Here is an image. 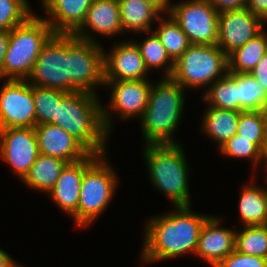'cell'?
I'll list each match as a JSON object with an SVG mask.
<instances>
[{"label":"cell","mask_w":267,"mask_h":267,"mask_svg":"<svg viewBox=\"0 0 267 267\" xmlns=\"http://www.w3.org/2000/svg\"><path fill=\"white\" fill-rule=\"evenodd\" d=\"M172 210L147 219L141 263L195 255L201 229L211 215L195 213L191 206H177Z\"/></svg>","instance_id":"1"},{"label":"cell","mask_w":267,"mask_h":267,"mask_svg":"<svg viewBox=\"0 0 267 267\" xmlns=\"http://www.w3.org/2000/svg\"><path fill=\"white\" fill-rule=\"evenodd\" d=\"M98 95L88 92L68 93L57 103L56 125L81 142L91 153L106 154L110 136L103 123V105Z\"/></svg>","instance_id":"2"},{"label":"cell","mask_w":267,"mask_h":267,"mask_svg":"<svg viewBox=\"0 0 267 267\" xmlns=\"http://www.w3.org/2000/svg\"><path fill=\"white\" fill-rule=\"evenodd\" d=\"M185 92L171 77L152 81L148 104L140 119L145 145L179 144L173 136L184 116Z\"/></svg>","instance_id":"3"},{"label":"cell","mask_w":267,"mask_h":267,"mask_svg":"<svg viewBox=\"0 0 267 267\" xmlns=\"http://www.w3.org/2000/svg\"><path fill=\"white\" fill-rule=\"evenodd\" d=\"M143 158L151 184L173 207L191 206L189 168L181 143L144 145Z\"/></svg>","instance_id":"4"},{"label":"cell","mask_w":267,"mask_h":267,"mask_svg":"<svg viewBox=\"0 0 267 267\" xmlns=\"http://www.w3.org/2000/svg\"><path fill=\"white\" fill-rule=\"evenodd\" d=\"M50 24L32 14L24 23L9 31L1 79L27 80L42 47L54 35Z\"/></svg>","instance_id":"5"},{"label":"cell","mask_w":267,"mask_h":267,"mask_svg":"<svg viewBox=\"0 0 267 267\" xmlns=\"http://www.w3.org/2000/svg\"><path fill=\"white\" fill-rule=\"evenodd\" d=\"M108 154L99 155L84 171L77 211L71 216L77 228L91 226L111 203L118 187Z\"/></svg>","instance_id":"6"},{"label":"cell","mask_w":267,"mask_h":267,"mask_svg":"<svg viewBox=\"0 0 267 267\" xmlns=\"http://www.w3.org/2000/svg\"><path fill=\"white\" fill-rule=\"evenodd\" d=\"M228 73V55L218 45L191 44L174 61L171 78L186 88L199 89L213 84Z\"/></svg>","instance_id":"7"},{"label":"cell","mask_w":267,"mask_h":267,"mask_svg":"<svg viewBox=\"0 0 267 267\" xmlns=\"http://www.w3.org/2000/svg\"><path fill=\"white\" fill-rule=\"evenodd\" d=\"M103 48L99 42L69 34V93L82 91L98 95V87L105 88Z\"/></svg>","instance_id":"8"},{"label":"cell","mask_w":267,"mask_h":267,"mask_svg":"<svg viewBox=\"0 0 267 267\" xmlns=\"http://www.w3.org/2000/svg\"><path fill=\"white\" fill-rule=\"evenodd\" d=\"M69 34H54L42 47L29 84L69 93Z\"/></svg>","instance_id":"9"},{"label":"cell","mask_w":267,"mask_h":267,"mask_svg":"<svg viewBox=\"0 0 267 267\" xmlns=\"http://www.w3.org/2000/svg\"><path fill=\"white\" fill-rule=\"evenodd\" d=\"M168 13L186 34L190 44L217 45L219 13L209 0L171 2Z\"/></svg>","instance_id":"10"},{"label":"cell","mask_w":267,"mask_h":267,"mask_svg":"<svg viewBox=\"0 0 267 267\" xmlns=\"http://www.w3.org/2000/svg\"><path fill=\"white\" fill-rule=\"evenodd\" d=\"M105 86L111 88L110 105L102 107L103 123L109 134L114 125L112 119L114 111L120 121L121 119L126 121L133 117L141 119L148 104L152 81L149 79L105 80Z\"/></svg>","instance_id":"11"},{"label":"cell","mask_w":267,"mask_h":267,"mask_svg":"<svg viewBox=\"0 0 267 267\" xmlns=\"http://www.w3.org/2000/svg\"><path fill=\"white\" fill-rule=\"evenodd\" d=\"M35 126L33 85L27 80H6L0 88V129Z\"/></svg>","instance_id":"12"},{"label":"cell","mask_w":267,"mask_h":267,"mask_svg":"<svg viewBox=\"0 0 267 267\" xmlns=\"http://www.w3.org/2000/svg\"><path fill=\"white\" fill-rule=\"evenodd\" d=\"M35 128L0 129V159L21 181L39 156Z\"/></svg>","instance_id":"13"},{"label":"cell","mask_w":267,"mask_h":267,"mask_svg":"<svg viewBox=\"0 0 267 267\" xmlns=\"http://www.w3.org/2000/svg\"><path fill=\"white\" fill-rule=\"evenodd\" d=\"M266 23L247 8L219 13L217 45L229 55L258 35Z\"/></svg>","instance_id":"14"},{"label":"cell","mask_w":267,"mask_h":267,"mask_svg":"<svg viewBox=\"0 0 267 267\" xmlns=\"http://www.w3.org/2000/svg\"><path fill=\"white\" fill-rule=\"evenodd\" d=\"M112 49V50H111ZM104 51L105 80H143L148 69L134 40L117 42Z\"/></svg>","instance_id":"15"},{"label":"cell","mask_w":267,"mask_h":267,"mask_svg":"<svg viewBox=\"0 0 267 267\" xmlns=\"http://www.w3.org/2000/svg\"><path fill=\"white\" fill-rule=\"evenodd\" d=\"M93 33L94 35L96 33L109 38L114 37V35L124 34L119 0H93L84 22L73 35L81 40L98 43Z\"/></svg>","instance_id":"16"},{"label":"cell","mask_w":267,"mask_h":267,"mask_svg":"<svg viewBox=\"0 0 267 267\" xmlns=\"http://www.w3.org/2000/svg\"><path fill=\"white\" fill-rule=\"evenodd\" d=\"M221 224V218L211 215L204 223L198 239L195 255L211 267L218 265L235 250L236 230L224 228Z\"/></svg>","instance_id":"17"},{"label":"cell","mask_w":267,"mask_h":267,"mask_svg":"<svg viewBox=\"0 0 267 267\" xmlns=\"http://www.w3.org/2000/svg\"><path fill=\"white\" fill-rule=\"evenodd\" d=\"M39 153L72 163L86 158L91 152L74 136L53 125H36Z\"/></svg>","instance_id":"18"},{"label":"cell","mask_w":267,"mask_h":267,"mask_svg":"<svg viewBox=\"0 0 267 267\" xmlns=\"http://www.w3.org/2000/svg\"><path fill=\"white\" fill-rule=\"evenodd\" d=\"M98 156L90 153L80 161L67 163L48 193L59 209L70 217L77 211L84 171Z\"/></svg>","instance_id":"19"},{"label":"cell","mask_w":267,"mask_h":267,"mask_svg":"<svg viewBox=\"0 0 267 267\" xmlns=\"http://www.w3.org/2000/svg\"><path fill=\"white\" fill-rule=\"evenodd\" d=\"M43 17L55 34H73L84 22L93 0H41Z\"/></svg>","instance_id":"20"},{"label":"cell","mask_w":267,"mask_h":267,"mask_svg":"<svg viewBox=\"0 0 267 267\" xmlns=\"http://www.w3.org/2000/svg\"><path fill=\"white\" fill-rule=\"evenodd\" d=\"M119 7L123 33L132 31L141 34L152 31L153 22L163 14L148 0H119Z\"/></svg>","instance_id":"21"},{"label":"cell","mask_w":267,"mask_h":267,"mask_svg":"<svg viewBox=\"0 0 267 267\" xmlns=\"http://www.w3.org/2000/svg\"><path fill=\"white\" fill-rule=\"evenodd\" d=\"M206 107L200 130L215 142L219 149L236 134L240 112Z\"/></svg>","instance_id":"22"},{"label":"cell","mask_w":267,"mask_h":267,"mask_svg":"<svg viewBox=\"0 0 267 267\" xmlns=\"http://www.w3.org/2000/svg\"><path fill=\"white\" fill-rule=\"evenodd\" d=\"M241 190L238 201L241 225H267V187L249 183Z\"/></svg>","instance_id":"23"},{"label":"cell","mask_w":267,"mask_h":267,"mask_svg":"<svg viewBox=\"0 0 267 267\" xmlns=\"http://www.w3.org/2000/svg\"><path fill=\"white\" fill-rule=\"evenodd\" d=\"M67 162L51 156L39 154L28 174L21 181L29 188L49 193L58 180Z\"/></svg>","instance_id":"24"},{"label":"cell","mask_w":267,"mask_h":267,"mask_svg":"<svg viewBox=\"0 0 267 267\" xmlns=\"http://www.w3.org/2000/svg\"><path fill=\"white\" fill-rule=\"evenodd\" d=\"M266 53L267 33L264 28L258 35L228 55V72L250 73Z\"/></svg>","instance_id":"25"},{"label":"cell","mask_w":267,"mask_h":267,"mask_svg":"<svg viewBox=\"0 0 267 267\" xmlns=\"http://www.w3.org/2000/svg\"><path fill=\"white\" fill-rule=\"evenodd\" d=\"M238 85V111H267V91L251 73H227Z\"/></svg>","instance_id":"26"},{"label":"cell","mask_w":267,"mask_h":267,"mask_svg":"<svg viewBox=\"0 0 267 267\" xmlns=\"http://www.w3.org/2000/svg\"><path fill=\"white\" fill-rule=\"evenodd\" d=\"M163 15L158 18V22L156 23L159 25L155 31H152L158 36L170 58L176 61L191 44L186 34L172 16L169 13H163Z\"/></svg>","instance_id":"27"},{"label":"cell","mask_w":267,"mask_h":267,"mask_svg":"<svg viewBox=\"0 0 267 267\" xmlns=\"http://www.w3.org/2000/svg\"><path fill=\"white\" fill-rule=\"evenodd\" d=\"M147 33L149 37L144 38L142 42L134 41L140 50L146 68L148 71H152L154 68H157V70H163L164 68L162 76L171 77L174 70V61L167 54L158 36L153 31Z\"/></svg>","instance_id":"28"},{"label":"cell","mask_w":267,"mask_h":267,"mask_svg":"<svg viewBox=\"0 0 267 267\" xmlns=\"http://www.w3.org/2000/svg\"><path fill=\"white\" fill-rule=\"evenodd\" d=\"M201 98L207 106L238 111V85L228 74L211 84Z\"/></svg>","instance_id":"29"},{"label":"cell","mask_w":267,"mask_h":267,"mask_svg":"<svg viewBox=\"0 0 267 267\" xmlns=\"http://www.w3.org/2000/svg\"><path fill=\"white\" fill-rule=\"evenodd\" d=\"M242 227L235 233V250L245 255L267 258V225Z\"/></svg>","instance_id":"30"},{"label":"cell","mask_w":267,"mask_h":267,"mask_svg":"<svg viewBox=\"0 0 267 267\" xmlns=\"http://www.w3.org/2000/svg\"><path fill=\"white\" fill-rule=\"evenodd\" d=\"M67 94L63 90L33 85L36 125L50 124L56 118L57 103Z\"/></svg>","instance_id":"31"},{"label":"cell","mask_w":267,"mask_h":267,"mask_svg":"<svg viewBox=\"0 0 267 267\" xmlns=\"http://www.w3.org/2000/svg\"><path fill=\"white\" fill-rule=\"evenodd\" d=\"M267 111H241L236 134L261 149L265 134Z\"/></svg>","instance_id":"32"},{"label":"cell","mask_w":267,"mask_h":267,"mask_svg":"<svg viewBox=\"0 0 267 267\" xmlns=\"http://www.w3.org/2000/svg\"><path fill=\"white\" fill-rule=\"evenodd\" d=\"M28 0H0V30L10 31L24 23L34 12Z\"/></svg>","instance_id":"33"},{"label":"cell","mask_w":267,"mask_h":267,"mask_svg":"<svg viewBox=\"0 0 267 267\" xmlns=\"http://www.w3.org/2000/svg\"><path fill=\"white\" fill-rule=\"evenodd\" d=\"M223 156L237 158V159H249L253 163L255 170L260 164L262 165V157L260 149L248 139L241 138V136L235 134L230 138L225 144H223L219 149Z\"/></svg>","instance_id":"34"},{"label":"cell","mask_w":267,"mask_h":267,"mask_svg":"<svg viewBox=\"0 0 267 267\" xmlns=\"http://www.w3.org/2000/svg\"><path fill=\"white\" fill-rule=\"evenodd\" d=\"M215 267H267V258L245 255L234 250Z\"/></svg>","instance_id":"35"},{"label":"cell","mask_w":267,"mask_h":267,"mask_svg":"<svg viewBox=\"0 0 267 267\" xmlns=\"http://www.w3.org/2000/svg\"><path fill=\"white\" fill-rule=\"evenodd\" d=\"M218 13L246 8L247 0H209Z\"/></svg>","instance_id":"36"},{"label":"cell","mask_w":267,"mask_h":267,"mask_svg":"<svg viewBox=\"0 0 267 267\" xmlns=\"http://www.w3.org/2000/svg\"><path fill=\"white\" fill-rule=\"evenodd\" d=\"M254 79L267 91V53L263 55L255 68L250 72Z\"/></svg>","instance_id":"37"},{"label":"cell","mask_w":267,"mask_h":267,"mask_svg":"<svg viewBox=\"0 0 267 267\" xmlns=\"http://www.w3.org/2000/svg\"><path fill=\"white\" fill-rule=\"evenodd\" d=\"M246 8L267 23V0H247Z\"/></svg>","instance_id":"38"},{"label":"cell","mask_w":267,"mask_h":267,"mask_svg":"<svg viewBox=\"0 0 267 267\" xmlns=\"http://www.w3.org/2000/svg\"><path fill=\"white\" fill-rule=\"evenodd\" d=\"M9 41V31L0 30V79L3 67V62Z\"/></svg>","instance_id":"39"},{"label":"cell","mask_w":267,"mask_h":267,"mask_svg":"<svg viewBox=\"0 0 267 267\" xmlns=\"http://www.w3.org/2000/svg\"><path fill=\"white\" fill-rule=\"evenodd\" d=\"M0 267H23L11 255L0 248Z\"/></svg>","instance_id":"40"},{"label":"cell","mask_w":267,"mask_h":267,"mask_svg":"<svg viewBox=\"0 0 267 267\" xmlns=\"http://www.w3.org/2000/svg\"><path fill=\"white\" fill-rule=\"evenodd\" d=\"M261 157H262V166L265 168V173L267 172V119L265 126V134L263 138V143L260 149ZM264 162V163H263Z\"/></svg>","instance_id":"41"},{"label":"cell","mask_w":267,"mask_h":267,"mask_svg":"<svg viewBox=\"0 0 267 267\" xmlns=\"http://www.w3.org/2000/svg\"><path fill=\"white\" fill-rule=\"evenodd\" d=\"M156 5L163 13H168L171 7V0H148Z\"/></svg>","instance_id":"42"},{"label":"cell","mask_w":267,"mask_h":267,"mask_svg":"<svg viewBox=\"0 0 267 267\" xmlns=\"http://www.w3.org/2000/svg\"><path fill=\"white\" fill-rule=\"evenodd\" d=\"M264 178H265V182H264V183H267V176L265 175V177H264Z\"/></svg>","instance_id":"43"}]
</instances>
